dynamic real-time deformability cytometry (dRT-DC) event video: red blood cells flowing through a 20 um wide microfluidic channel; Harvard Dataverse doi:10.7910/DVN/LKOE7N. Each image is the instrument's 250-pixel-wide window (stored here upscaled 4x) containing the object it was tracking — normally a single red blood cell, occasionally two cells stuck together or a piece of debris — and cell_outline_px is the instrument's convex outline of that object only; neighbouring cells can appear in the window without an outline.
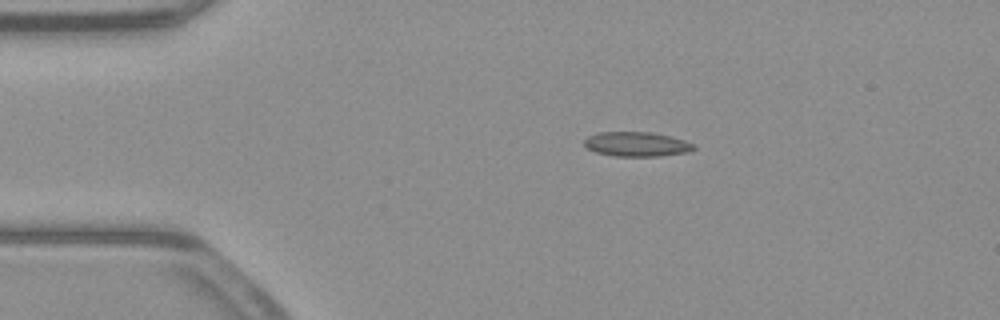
{"species": "common noctule bat (a hibernating species)", "species_latin": "Nyctalus noctula", "temperature_condition": "warm", "stored_images_in_passage": 43, "camera_frame_rate_fps": 3000, "um_per_image_px": 0.085, "animal": {"sex": "male", "body_mass_g": 23.1, "forearm_length_mm": 52.7}, "frame": {"image": 1, "passage_image": 1, "time_ms": 0.0, "image_size_px": [1000, 320], "cell_outline_px": [[696, 148], [688, 152], [660, 156], [616, 156], [596, 152], [588, 148], [584, 144], [584, 140], [588, 136], [600, 132], [652, 132], [684, 140], [692, 144]], "centroid_in_image_um": [54.11, 12.25], "position_along_channel_um": 30.9, "area_um2": 15.49}}
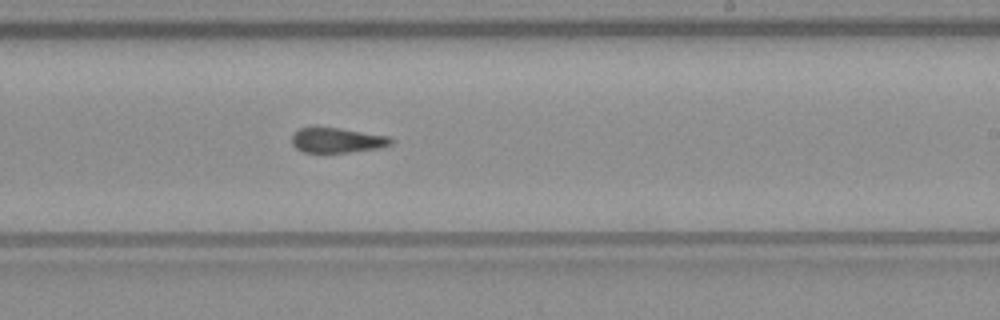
{"frame": {"image": 2, "passage_image": 22, "time_ms": 7.0, "image_size_px": [1000, 320], "cell_outline_px": [[392, 144], [376, 148], [348, 152], [304, 152], [296, 148], [292, 144], [292, 136], [300, 128], [340, 128], [388, 136], [392, 140]], "centroid_in_image_um": [28.64, 11.92], "position_along_channel_um": 260.4, "area_um2": 14.05}}
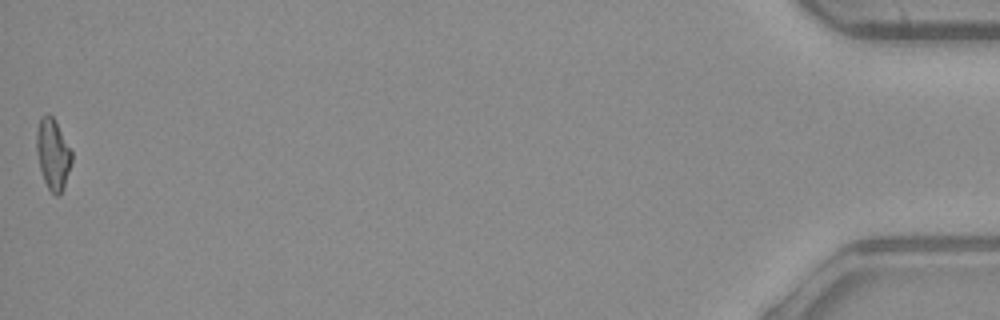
{"frame": {"image": 3, "passage_image": 43, "time_ms": 14.0, "image_size_px": [1000, 320], "cell_outline_px": [[72, 164], [64, 188], [60, 196], [56, 196], [48, 188], [44, 180], [40, 168], [36, 152], [36, 132], [40, 116], [48, 112], [52, 116], [72, 152]], "centroid_in_image_um": [4.49, 13.11], "position_along_channel_um": 430.7, "area_um2": 14.62}, "authors_computed_cell_mechanics": {"area_um2": 15.0858, "velocity_mm_per_s": 3.9576, "shape_relaxation_time_tau1_ms": null, "shape_relaxation_time_tau2_ms": 2.4998, "deformation_change_tau1": null, "deformation_change_tau2": 0.0984}}